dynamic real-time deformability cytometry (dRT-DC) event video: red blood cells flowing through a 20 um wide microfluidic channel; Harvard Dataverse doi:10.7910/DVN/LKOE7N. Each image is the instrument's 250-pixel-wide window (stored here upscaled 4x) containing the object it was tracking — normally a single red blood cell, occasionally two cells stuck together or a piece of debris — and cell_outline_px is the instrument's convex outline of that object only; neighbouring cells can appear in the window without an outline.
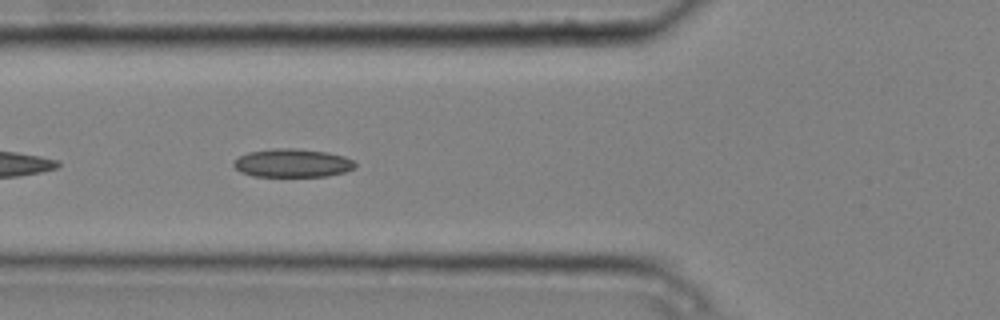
{"species": "common noctule bat (a hibernating species)", "species_latin": "Nyctalus noctula", "temperature_condition": "cold", "stored_images_in_passage": 8, "camera_frame_rate_fps": 3000, "um_per_image_px": 0.085, "animal": {"sex": "male", "body_mass_g": 20.4}, "frame": {"image": 1, "passage_image": 6, "time_ms": 1.667, "image_size_px": [1000, 320], "cell_outline_px": [[356, 168], [344, 172], [328, 176], [252, 176], [240, 172], [232, 164], [240, 156], [248, 152], [272, 148], [296, 148], [328, 152], [344, 156], [352, 160], [356, 164]], "centroid_in_image_um": [24.87, 13.85], "position_along_channel_um": 100.9, "area_um2": 20.17}}
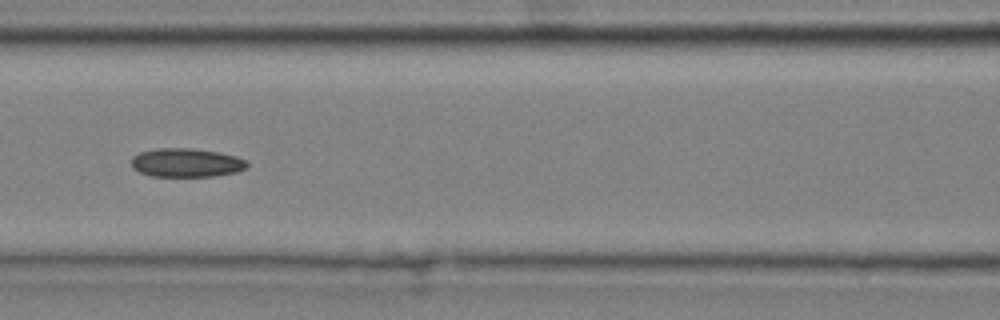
{"frame": {"image": 2, "passage_image": 7, "time_ms": 2.0, "image_size_px": [1000, 320], "cell_outline_px": [[248, 164], [244, 168], [236, 172], [216, 176], [152, 176], [140, 172], [132, 168], [132, 156], [140, 152], [156, 148], [192, 148], [216, 152], [236, 156], [248, 160]], "centroid_in_image_um": [15.83, 13.82], "position_along_channel_um": 150.8, "area_um2": 19.36}}
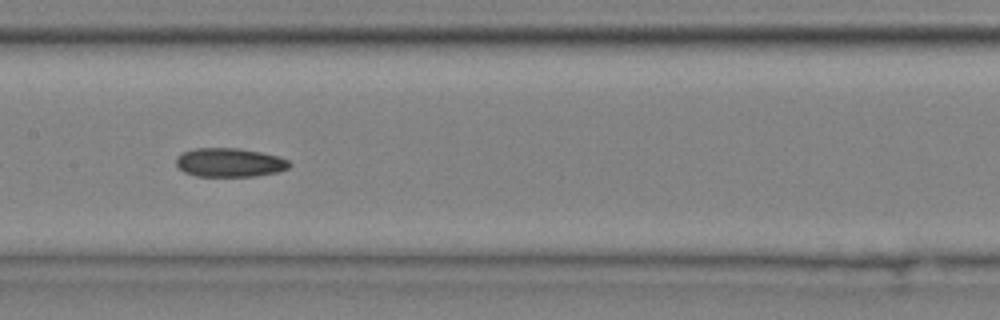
{"frame": {"image": 3, "passage_image": 8, "time_ms": 2.333, "image_size_px": [1000, 320], "cell_outline_px": [[292, 164], [288, 168], [276, 172], [256, 176], [196, 176], [184, 172], [176, 164], [176, 156], [180, 152], [196, 148], [240, 148], [280, 156], [288, 160]], "centroid_in_image_um": [19.5, 13.8], "position_along_channel_um": 187.9, "area_um2": 19.19}}